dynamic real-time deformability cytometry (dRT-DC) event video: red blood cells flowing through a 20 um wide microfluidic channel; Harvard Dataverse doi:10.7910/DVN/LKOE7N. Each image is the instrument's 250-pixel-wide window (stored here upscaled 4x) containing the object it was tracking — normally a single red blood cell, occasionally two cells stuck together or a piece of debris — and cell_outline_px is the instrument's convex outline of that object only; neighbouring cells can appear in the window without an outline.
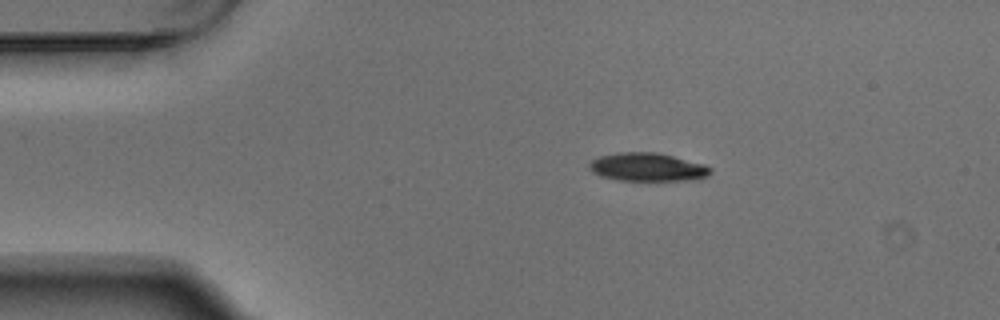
{"species": "Egyptian fruit bat (a non-hibernating species)", "species_latin": "Rousettus aegyptiacus", "temperature_condition": "warm", "stored_images_in_passage": 7, "camera_frame_rate_fps": 3000, "um_per_image_px": 0.085, "animal": {"sex": "male"}, "frame": {"image": 1, "passage_image": 1, "time_ms": 0.0, "image_size_px": [1000, 320], "cell_outline_px": [[712, 172], [708, 176], [700, 180], [620, 180], [600, 176], [592, 172], [588, 168], [588, 164], [592, 160], [600, 156], [616, 152], [656, 152], [704, 164], [712, 168]], "centroid_in_image_um": [55.05, 14.2], "position_along_channel_um": 30.0, "area_um2": 20.11}}
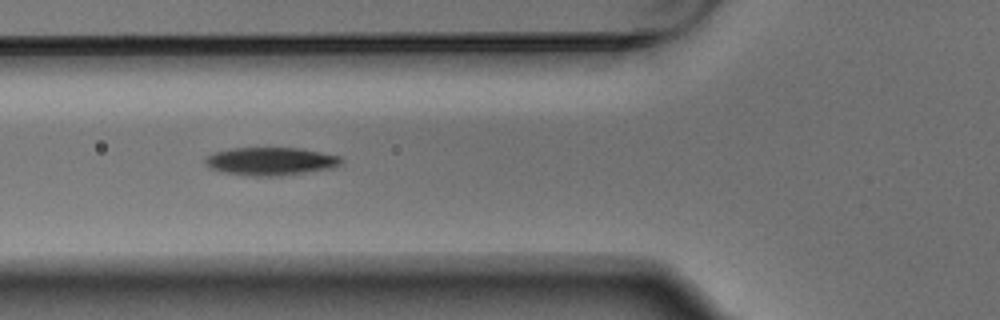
{"frame": {"image": 2, "passage_image": 4, "time_ms": 1.0, "image_size_px": [1000, 320], "cell_outline_px": [[344, 160], [336, 168], [276, 176], [244, 176], [220, 172], [208, 168], [204, 164], [204, 160], [208, 156], [216, 152], [232, 148], [304, 148], [340, 156]], "centroid_in_image_um": [23.01, 13.72], "position_along_channel_um": 102.8, "area_um2": 22.54}}
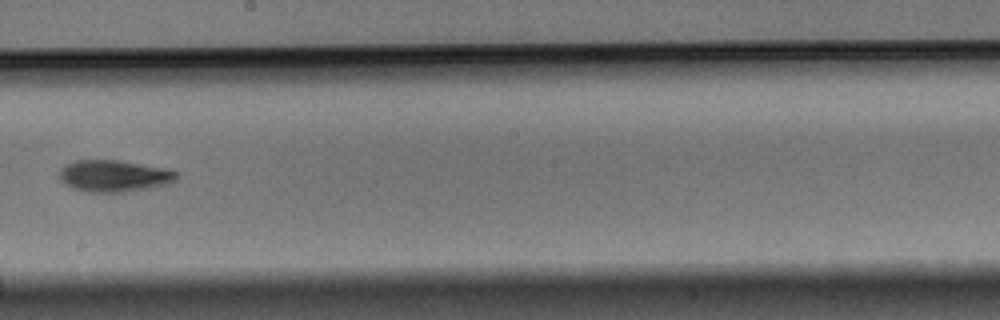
{"frame": {"image": 3, "passage_image": 7, "time_ms": 2.0, "image_size_px": [1000, 320], "cell_outline_px": [[180, 176], [176, 180], [168, 184], [148, 188], [124, 192], [88, 192], [72, 188], [60, 180], [60, 168], [64, 164], [72, 160], [120, 160], [168, 168], [180, 172]], "centroid_in_image_um": [9.73, 14.94], "position_along_channel_um": 238.5, "area_um2": 22.08}}